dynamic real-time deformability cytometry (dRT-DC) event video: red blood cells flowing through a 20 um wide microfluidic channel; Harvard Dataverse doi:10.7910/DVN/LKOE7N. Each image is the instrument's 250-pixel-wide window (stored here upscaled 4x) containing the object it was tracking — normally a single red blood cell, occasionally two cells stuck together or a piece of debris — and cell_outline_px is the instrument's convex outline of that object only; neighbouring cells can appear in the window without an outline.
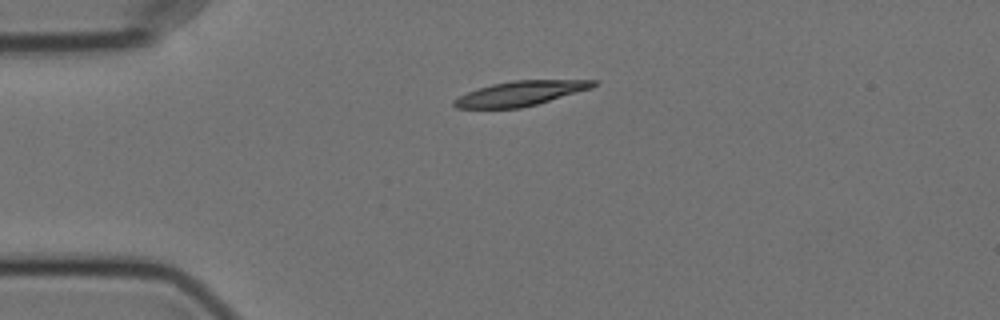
{"species": "Egyptian fruit bat (a non-hibernating species)", "species_latin": "Rousettus aegyptiacus", "temperature_condition": "cold", "stored_images_in_passage": 44, "camera_frame_rate_fps": 3000, "um_per_image_px": 0.085, "animal": {"sex": "female"}, "frame": {"image": 1, "passage_image": 1, "time_ms": 0.0, "image_size_px": [1000, 320], "cell_outline_px": [[596, 84], [592, 88], [536, 104], [520, 108], [456, 108], [452, 104], [452, 100], [468, 92], [492, 84], [512, 80], [596, 80]], "centroid_in_image_um": [44.22, 7.94], "position_along_channel_um": 40.8, "area_um2": 19.83}}
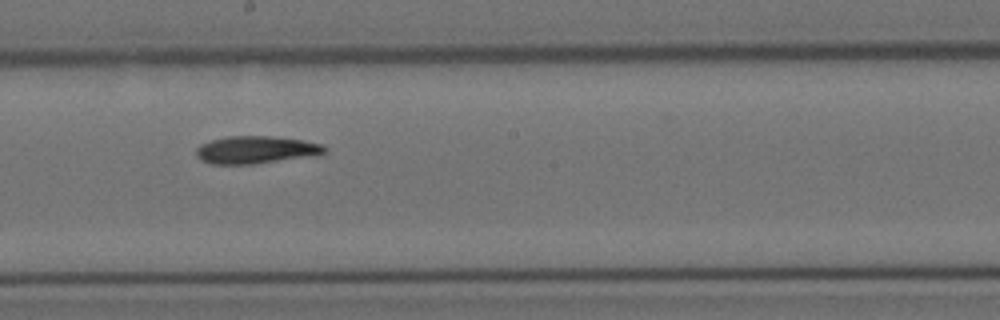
{"frame": {"image": 2, "passage_image": 19, "time_ms": 6.0, "image_size_px": [1000, 320], "cell_outline_px": [[328, 148], [320, 156], [252, 164], [212, 164], [200, 160], [196, 156], [196, 148], [200, 144], [212, 140], [228, 136], [268, 136], [304, 140], [320, 144]], "centroid_in_image_um": [21.78, 12.74], "position_along_channel_um": 226.4, "area_um2": 20.87}}
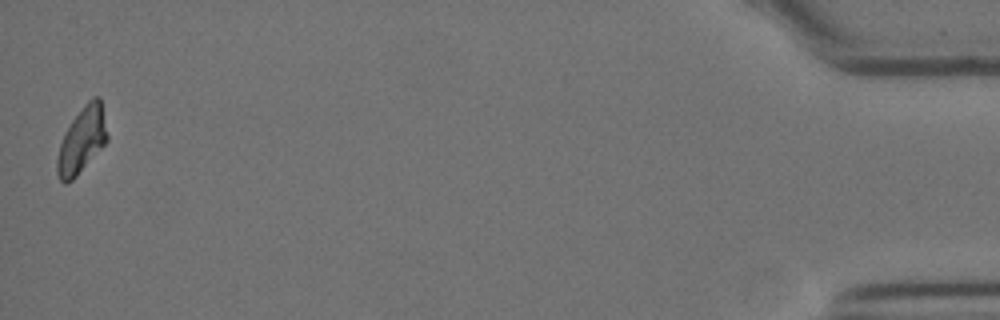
{"frame": {"image": 3, "passage_image": 44, "time_ms": 14.333, "image_size_px": [1000, 320], "cell_outline_px": [[108, 140], [76, 176], [68, 184], [64, 184], [60, 180], [56, 172], [56, 160], [60, 144], [64, 132], [72, 120], [84, 104], [92, 96], [100, 96], [108, 136]], "centroid_in_image_um": [6.94, 11.91], "position_along_channel_um": 428.3, "area_um2": 19.19}, "authors_computed_cell_mechanics": {"area_um2": 20.3167, "velocity_mm_per_s": 3.54, "shape_relaxation_time_tau1_ms": 9.043, "shape_relaxation_time_tau2_ms": null, "deformation_change_tau1": 0.2263, "deformation_change_tau2": null}}